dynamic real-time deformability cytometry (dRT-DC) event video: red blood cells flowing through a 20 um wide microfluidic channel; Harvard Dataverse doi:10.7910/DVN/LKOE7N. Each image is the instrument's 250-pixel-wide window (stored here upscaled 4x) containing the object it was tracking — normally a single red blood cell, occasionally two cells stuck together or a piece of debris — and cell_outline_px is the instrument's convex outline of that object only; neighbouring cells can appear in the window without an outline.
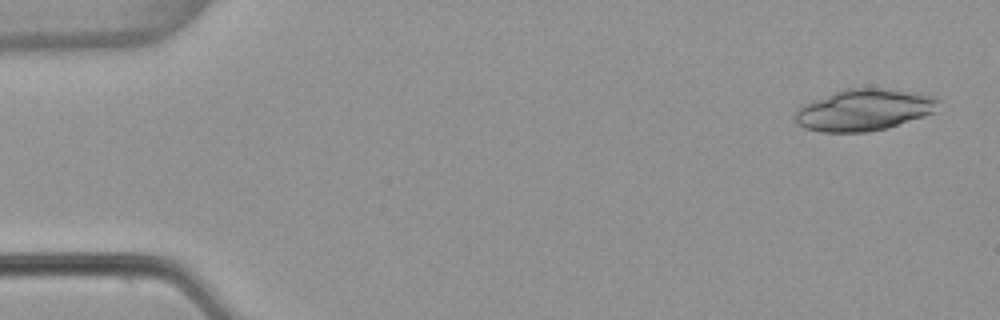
{"species": "common noctule bat (a hibernating species)", "species_latin": "Nyctalus noctula", "temperature_condition": "warm", "stored_images_in_passage": 52, "camera_frame_rate_fps": 3000, "um_per_image_px": 0.085, "animal": {"sex": "female", "body_mass_g": 22.7, "forearm_length_mm": 54.2}, "frame": {"image": 1, "passage_image": 2, "time_ms": 0.333, "image_size_px": [1000, 320], "cell_outline_px": [[940, 100], [936, 112], [888, 128], [868, 132], [820, 132], [804, 128], [796, 124], [792, 116], [792, 112], [804, 104], [844, 88], [884, 88], [920, 92], [936, 96]], "centroid_in_image_um": [73.45, 9.34], "position_along_channel_um": 11.5, "area_um2": 35.37}}